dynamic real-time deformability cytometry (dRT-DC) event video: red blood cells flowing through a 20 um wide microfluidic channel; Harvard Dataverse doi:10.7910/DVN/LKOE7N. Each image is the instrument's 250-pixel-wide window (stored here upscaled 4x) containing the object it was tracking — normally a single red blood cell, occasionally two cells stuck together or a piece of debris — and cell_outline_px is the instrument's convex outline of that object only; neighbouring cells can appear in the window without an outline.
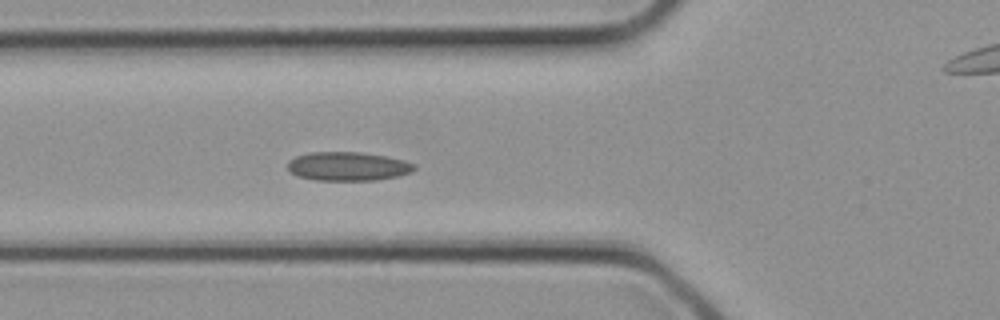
{"species": "common noctule bat (a hibernating species)", "species_latin": "Nyctalus noctula", "temperature_condition": "cold", "stored_images_in_passage": 13, "camera_frame_rate_fps": 3000, "um_per_image_px": 0.085, "animal": {"sex": "female", "body_mass_g": 21.9}, "frame": {"image": 1, "passage_image": 11, "time_ms": 3.333, "image_size_px": [1000, 320], "cell_outline_px": [[416, 168], [412, 172], [400, 176], [376, 180], [316, 180], [296, 176], [288, 172], [288, 160], [296, 156], [308, 152], [360, 152], [388, 156], [404, 160], [416, 164]], "centroid_in_image_um": [29.58, 14.13], "position_along_channel_um": 96.2, "area_um2": 21.62}}
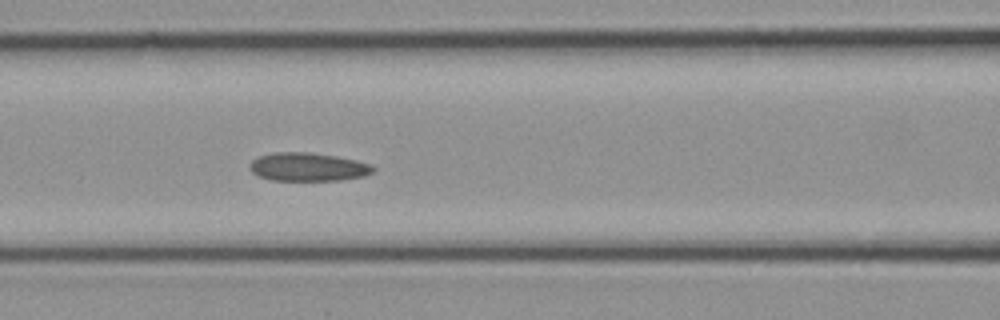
{"frame": {"image": 2, "passage_image": 13, "time_ms": 4.0, "image_size_px": [1000, 320], "cell_outline_px": [[376, 168], [372, 172], [364, 176], [340, 180], [272, 180], [260, 176], [252, 172], [248, 168], [248, 164], [256, 156], [272, 152], [308, 152], [336, 156], [356, 160], [368, 164]], "centroid_in_image_um": [26.12, 14.18], "position_along_channel_um": 140.5, "area_um2": 20.46}}